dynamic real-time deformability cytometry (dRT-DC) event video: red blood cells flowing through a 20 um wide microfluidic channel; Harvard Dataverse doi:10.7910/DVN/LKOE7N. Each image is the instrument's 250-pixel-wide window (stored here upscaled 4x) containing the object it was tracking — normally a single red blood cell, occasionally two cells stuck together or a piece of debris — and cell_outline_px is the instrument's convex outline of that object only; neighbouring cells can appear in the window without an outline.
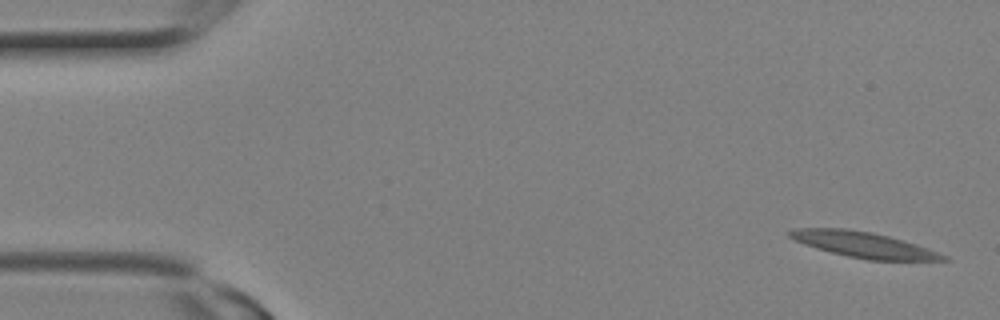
{"species": "Egyptian fruit bat (a non-hibernating species)", "species_latin": "Rousettus aegyptiacus", "temperature_condition": "room temperature", "stored_images_in_passage": 7, "camera_frame_rate_fps": 3000, "um_per_image_px": 0.085, "animal": {"sex": "female"}, "frame": {"image": 1, "passage_image": 1, "time_ms": 0.0, "image_size_px": [1000, 320], "cell_outline_px": [[948, 260], [868, 260], [848, 256], [816, 248], [804, 244], [788, 236], [788, 232], [796, 228], [844, 228], [872, 232], [904, 240], [928, 248], [948, 256]], "centroid_in_image_um": [73.41, 20.79], "position_along_channel_um": 11.6, "area_um2": 22.72}}